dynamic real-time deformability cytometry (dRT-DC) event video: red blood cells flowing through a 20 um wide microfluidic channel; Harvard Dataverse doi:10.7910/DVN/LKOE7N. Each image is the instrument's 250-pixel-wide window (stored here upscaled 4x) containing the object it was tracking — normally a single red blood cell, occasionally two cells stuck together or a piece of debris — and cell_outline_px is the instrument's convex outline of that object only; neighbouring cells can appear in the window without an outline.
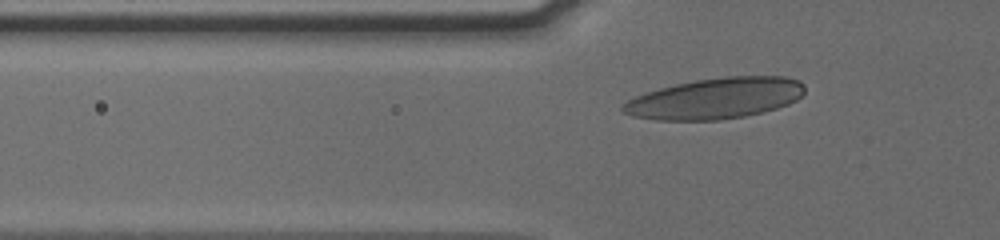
{"species": "human", "species_latin": "Homo sapiens", "temperature_condition": "cold", "stored_images_in_passage": 41, "camera_frame_rate_fps": 3000, "um_per_image_px": 0.085, "donor": {"sex": "male"}, "frame": {"image": 1, "passage_image": 10, "time_ms": 3.0, "image_size_px": [1000, 240], "cell_outline_px": [[804, 92], [796, 100], [788, 104], [776, 108], [744, 116], [720, 120], [656, 120], [632, 116], [624, 112], [620, 108], [620, 104], [636, 96], [660, 88], [676, 84], [696, 80], [724, 76], [784, 76], [800, 80], [804, 84]], "centroid_in_image_um": [60.8, 8.36], "position_along_channel_um": 65.0, "area_um2": 43.29}}
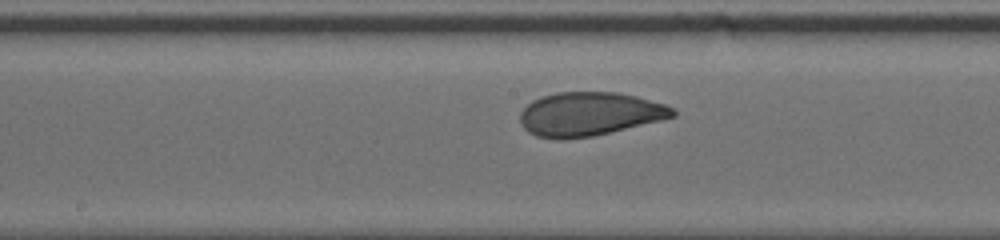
{"frame": {"image": 2, "passage_image": 21, "time_ms": 6.667, "image_size_px": [1000, 240], "cell_outline_px": [[676, 116], [660, 120], [592, 136], [560, 140], [536, 136], [528, 132], [524, 128], [520, 120], [520, 112], [532, 100], [556, 92], [620, 92], [636, 96], [664, 104], [672, 108], [676, 112]], "centroid_in_image_um": [50.07, 9.69], "position_along_channel_um": 198.1, "area_um2": 38.67}}
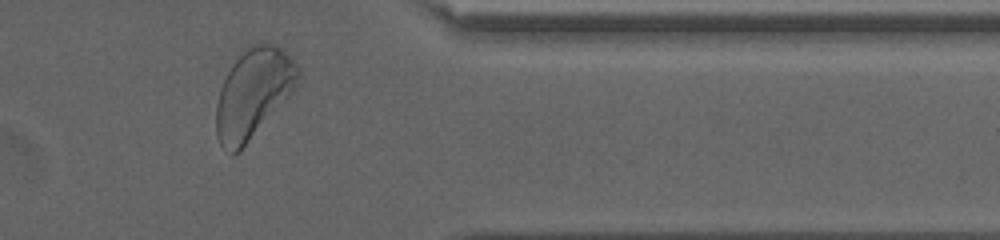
{"frame": {"image": 3, "passage_image": 37, "time_ms": 12.0, "image_size_px": [1000, 240], "cell_outline_px": [[300, 76], [296, 88], [240, 152], [232, 156], [220, 144], [216, 136], [216, 104], [220, 88], [232, 64], [240, 52], [252, 44], [276, 44], [296, 64], [300, 72]], "centroid_in_image_um": [21.51, 7.97], "position_along_channel_um": 389.9, "area_um2": 42.6}, "authors_computed_cell_mechanics": {"area_um2": 39.0728, "velocity_mm_per_s": 3.781, "shape_relaxation_time_tau1_ms": 2.6795, "shape_relaxation_time_tau2_ms": 0.8056, "deformation_change_tau1": 0.135, "deformation_change_tau2": 0.0552}}